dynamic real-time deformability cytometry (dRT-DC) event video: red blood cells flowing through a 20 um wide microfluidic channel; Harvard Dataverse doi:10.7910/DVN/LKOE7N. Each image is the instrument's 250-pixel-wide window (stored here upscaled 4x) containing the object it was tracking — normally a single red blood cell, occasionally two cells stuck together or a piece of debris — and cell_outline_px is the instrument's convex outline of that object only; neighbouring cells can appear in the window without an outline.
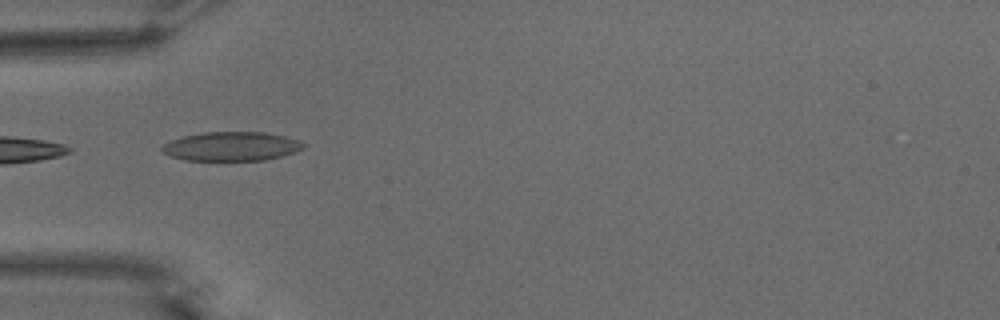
{"species": "common noctule bat (a hibernating species)", "species_latin": "Nyctalus noctula", "temperature_condition": "warm", "stored_images_in_passage": 9, "camera_frame_rate_fps": 3000, "um_per_image_px": 0.085, "animal": {"sex": "male", "body_mass_g": 15.6}, "frame": {"image": 1, "passage_image": 1, "time_ms": 0.0, "image_size_px": [1000, 320], "cell_outline_px": [[304, 148], [296, 152], [264, 160], [184, 160], [172, 156], [164, 152], [160, 148], [164, 144], [172, 140], [184, 136], [204, 132], [264, 132], [284, 136], [300, 140], [304, 144]], "centroid_in_image_um": [19.7, 12.43], "position_along_channel_um": 65.3, "area_um2": 23.76}}